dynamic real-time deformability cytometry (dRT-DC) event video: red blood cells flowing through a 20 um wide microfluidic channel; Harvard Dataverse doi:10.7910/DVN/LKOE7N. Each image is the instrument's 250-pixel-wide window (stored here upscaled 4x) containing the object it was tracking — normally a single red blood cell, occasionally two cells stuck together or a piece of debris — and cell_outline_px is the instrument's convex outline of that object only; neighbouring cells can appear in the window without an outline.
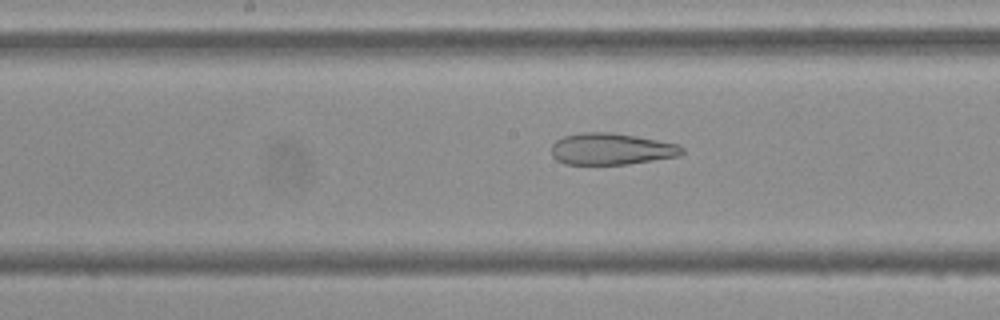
{"species": "Egyptian fruit bat (a non-hibernating species)", "species_latin": "Rousettus aegyptiacus", "temperature_condition": "cold", "stored_images_in_passage": 52, "camera_frame_rate_fps": 3000, "um_per_image_px": 0.085, "frame": {"image": 1, "passage_image": 26, "time_ms": 8.333, "image_size_px": [1000, 320], "cell_outline_px": [[684, 152], [680, 156], [628, 164], [564, 164], [556, 160], [552, 156], [552, 144], [556, 140], [564, 136], [584, 132], [612, 132], [636, 136], [680, 144], [684, 148]], "centroid_in_image_um": [51.98, 12.66], "position_along_channel_um": 196.2, "area_um2": 24.22}}
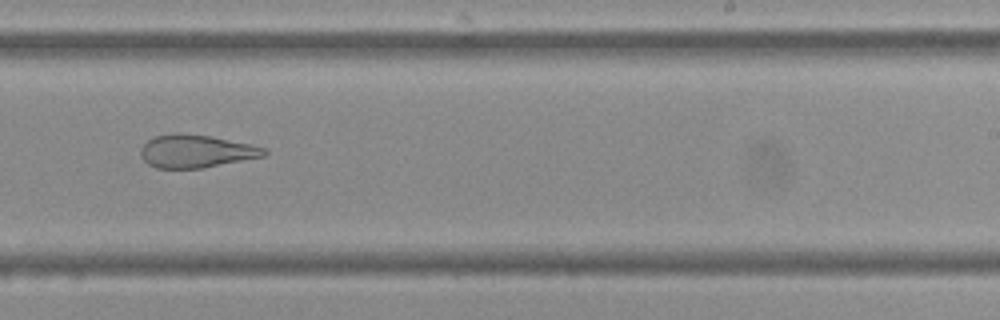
{"frame": {"image": 2, "passage_image": 32, "time_ms": 10.333, "image_size_px": [1000, 320], "cell_outline_px": [[268, 152], [264, 156], [200, 168], [156, 168], [148, 164], [140, 156], [140, 148], [148, 140], [156, 136], [172, 132], [180, 132], [212, 136], [252, 144], [264, 148]], "centroid_in_image_um": [16.63, 12.83], "position_along_channel_um": 272.4, "area_um2": 23.76}}
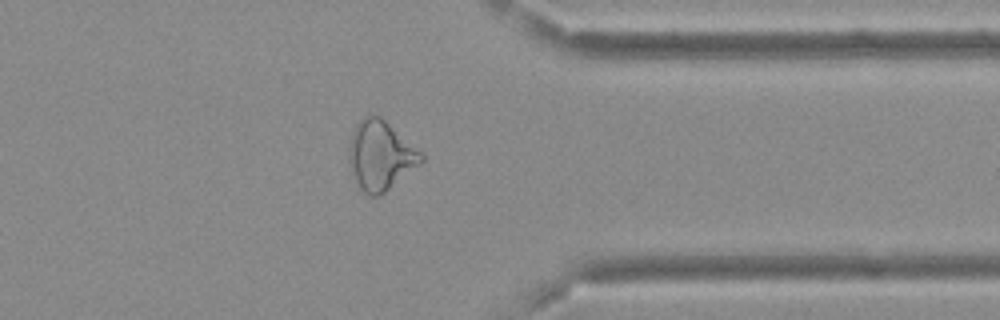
{"frame": {"image": 3, "passage_image": 41, "time_ms": 13.333, "image_size_px": [1000, 320], "cell_outline_px": [[424, 160], [420, 164], [380, 196], [368, 196], [360, 188], [348, 164], [348, 152], [352, 132], [356, 124], [364, 116], [372, 112], [380, 116], [420, 152], [424, 156]], "centroid_in_image_um": [32.3, 13.21], "position_along_channel_um": 379.1, "area_um2": 28.96}, "authors_computed_cell_mechanics": {"area_um2": 29.8826, "velocity_mm_per_s": 3.8193, "shape_relaxation_time_tau1_ms": null, "shape_relaxation_time_tau2_ms": 2.2632, "deformation_change_tau1": null, "deformation_change_tau2": 0.121}}